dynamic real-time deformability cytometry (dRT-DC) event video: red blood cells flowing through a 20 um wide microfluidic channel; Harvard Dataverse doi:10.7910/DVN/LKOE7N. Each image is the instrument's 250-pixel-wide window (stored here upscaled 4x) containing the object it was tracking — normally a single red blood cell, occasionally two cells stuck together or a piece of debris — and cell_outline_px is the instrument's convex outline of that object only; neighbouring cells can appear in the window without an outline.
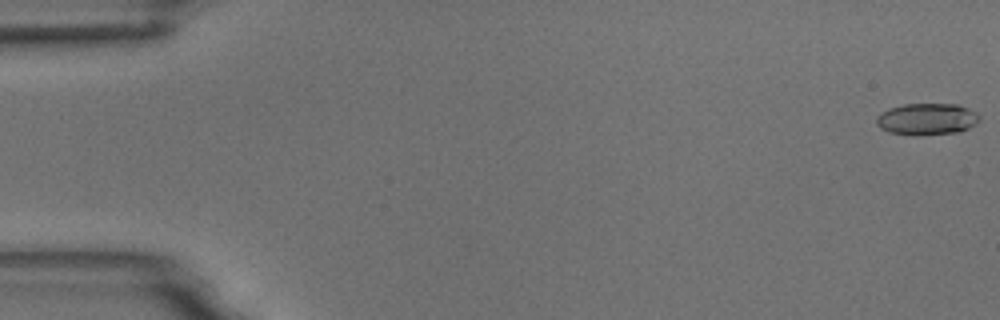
{"species": "common noctule bat (a hibernating species)", "species_latin": "Nyctalus noctula", "temperature_condition": "room temperature", "stored_images_in_passage": 6, "camera_frame_rate_fps": 3000, "um_per_image_px": 0.085, "animal": {"sex": "male", "body_mass_g": 18.8}, "frame": {"image": 1, "passage_image": 1, "time_ms": 0.0, "image_size_px": [1000, 320], "cell_outline_px": [[980, 120], [976, 124], [960, 132], [888, 132], [880, 128], [876, 124], [876, 116], [880, 112], [888, 108], [904, 104], [956, 104], [968, 108], [976, 112], [980, 116]], "centroid_in_image_um": [78.79, 10.06], "position_along_channel_um": 6.2, "area_um2": 18.32}}